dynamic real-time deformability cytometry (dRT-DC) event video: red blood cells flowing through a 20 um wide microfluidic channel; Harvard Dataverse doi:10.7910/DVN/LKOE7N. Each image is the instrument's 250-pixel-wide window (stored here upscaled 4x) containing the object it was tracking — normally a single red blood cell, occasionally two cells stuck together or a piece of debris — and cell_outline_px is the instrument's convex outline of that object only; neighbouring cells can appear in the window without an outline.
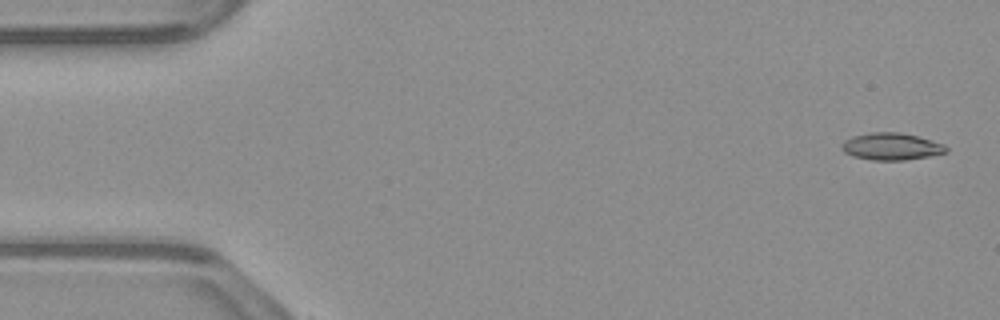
{"species": "common noctule bat (a hibernating species)", "species_latin": "Nyctalus noctula", "temperature_condition": "warm", "stored_images_in_passage": 4, "camera_frame_rate_fps": 3000, "um_per_image_px": 0.085, "animal": {"sex": "male", "body_mass_g": 23.1, "forearm_length_mm": 52.7}, "frame": {"image": 1, "passage_image": 2, "time_ms": 0.333, "image_size_px": [1000, 320], "cell_outline_px": [[948, 152], [928, 156], [904, 160], [872, 160], [852, 156], [844, 152], [840, 148], [840, 144], [844, 140], [852, 136], [868, 132], [900, 132], [920, 136], [944, 144], [948, 148]], "centroid_in_image_um": [75.74, 12.44], "position_along_channel_um": 9.3, "area_um2": 16.76}}